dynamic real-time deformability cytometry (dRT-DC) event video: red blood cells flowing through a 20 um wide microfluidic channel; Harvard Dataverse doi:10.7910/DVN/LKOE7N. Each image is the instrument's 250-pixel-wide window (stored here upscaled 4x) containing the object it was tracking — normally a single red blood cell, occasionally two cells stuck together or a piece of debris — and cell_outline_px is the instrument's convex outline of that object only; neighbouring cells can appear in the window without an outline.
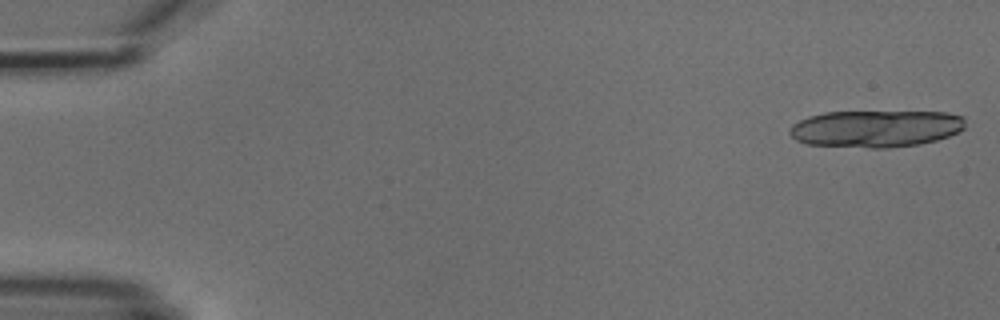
{"species": "common noctule bat (a hibernating species)", "species_latin": "Nyctalus noctula", "temperature_condition": "cold", "stored_images_in_passage": 7, "camera_frame_rate_fps": 3000, "um_per_image_px": 0.085, "animal": {"sex": "male", "body_mass_g": 18.8}, "frame": {"image": 1, "passage_image": 1, "time_ms": 0.0, "image_size_px": [1000, 320], "cell_outline_px": [[964, 128], [948, 136], [936, 140], [920, 144], [888, 148], [872, 148], [808, 144], [796, 140], [788, 132], [792, 124], [808, 116], [824, 112], [948, 112], [964, 116]], "centroid_in_image_um": [74.43, 10.93], "position_along_channel_um": 10.6, "area_um2": 37.92}}
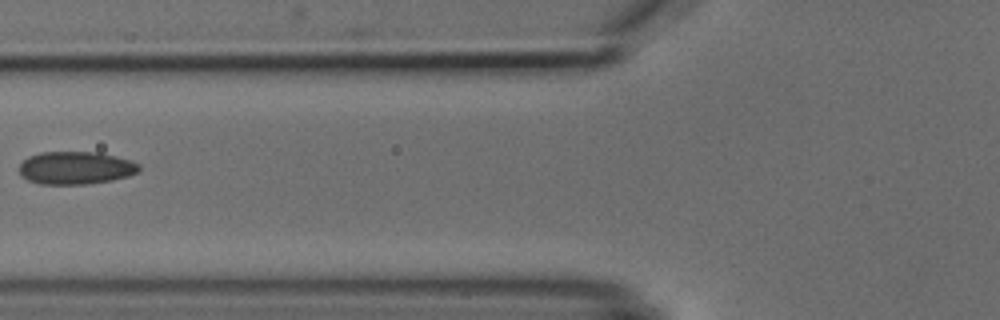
{"frame": {"image": 2, "passage_image": 7, "time_ms": 6.667, "image_size_px": [1000, 320], "cell_outline_px": [[140, 168], [136, 172], [128, 176], [112, 180], [88, 184], [40, 184], [28, 180], [20, 176], [20, 164], [28, 156], [40, 152], [96, 152], [116, 156], [132, 160], [140, 164]], "centroid_in_image_um": [6.43, 14.27], "position_along_channel_um": 119.4, "area_um2": 23.0}}